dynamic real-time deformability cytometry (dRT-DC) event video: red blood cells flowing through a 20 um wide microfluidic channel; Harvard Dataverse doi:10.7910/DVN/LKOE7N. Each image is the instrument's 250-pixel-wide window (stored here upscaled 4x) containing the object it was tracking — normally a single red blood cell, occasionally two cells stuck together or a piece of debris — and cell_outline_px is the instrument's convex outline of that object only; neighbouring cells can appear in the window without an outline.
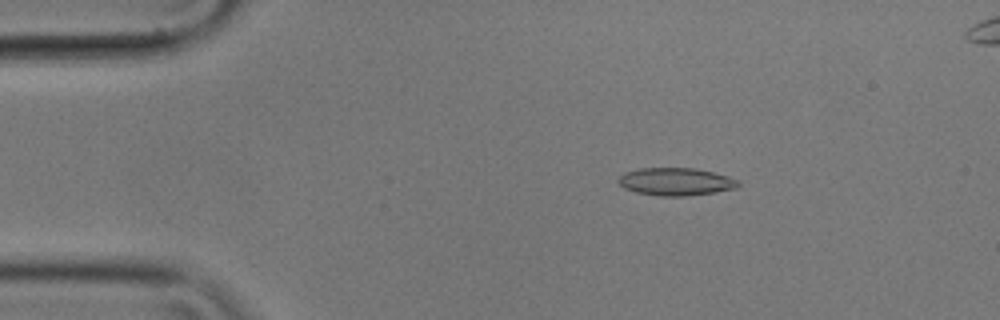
{"species": "common noctule bat (a hibernating species)", "species_latin": "Nyctalus noctula", "temperature_condition": "cold", "stored_images_in_passage": 56, "segment_of_instrument_passage": [1, 2], "camera_frame_rate_fps": 3000, "um_per_image_px": 0.085, "animal": {"sex": "male", "body_mass_g": 17.9}, "frame": {"image": 1, "passage_image": 8, "time_ms": 2.333, "image_size_px": [1000, 320], "cell_outline_px": [[740, 184], [736, 188], [716, 192], [684, 196], [660, 196], [636, 192], [624, 188], [616, 180], [624, 172], [640, 168], [696, 168], [728, 176], [740, 180]], "centroid_in_image_um": [57.45, 15.44], "position_along_channel_um": 27.6, "area_um2": 19.42}}
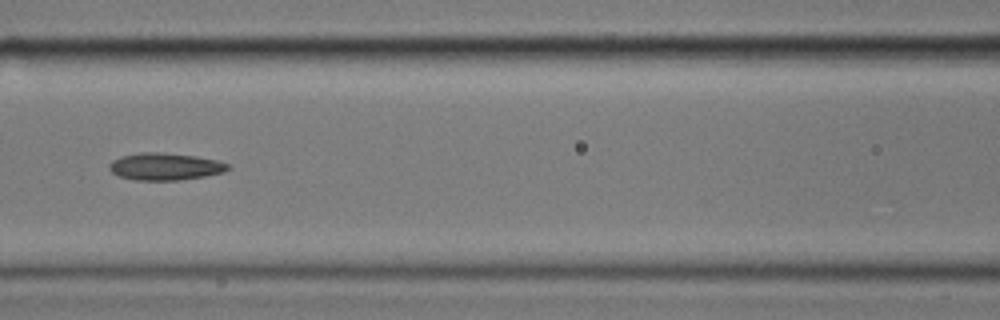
{"frame": {"image": 2, "passage_image": 23, "time_ms": 7.333, "image_size_px": [1000, 320], "cell_outline_px": [[232, 168], [224, 172], [204, 176], [180, 180], [136, 180], [120, 176], [112, 172], [108, 168], [108, 164], [112, 160], [120, 156], [140, 152], [156, 152], [196, 156], [216, 160], [228, 164]], "centroid_in_image_um": [14.02, 14.15], "position_along_channel_um": 152.6, "area_um2": 18.79}}
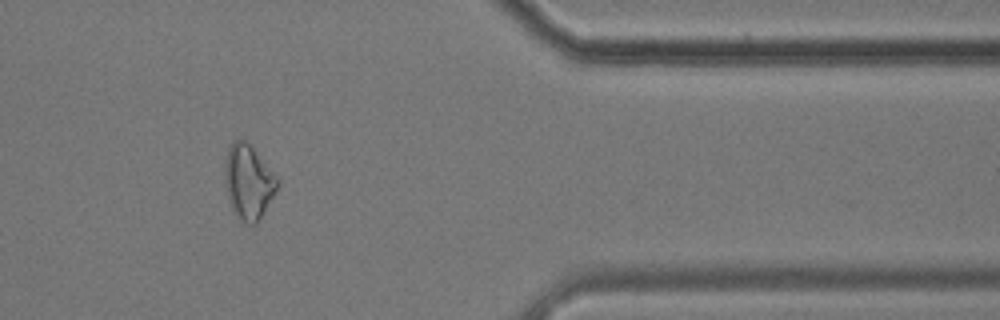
{"frame": {"image": 3, "passage_image": 45, "time_ms": 14.667, "image_size_px": [1000, 320], "cell_outline_px": [[280, 184], [260, 220], [256, 224], [248, 224], [240, 220], [232, 208], [228, 196], [224, 176], [224, 168], [228, 148], [236, 140], [244, 140], [252, 148], [280, 180]], "centroid_in_image_um": [21.13, 15.5], "position_along_channel_um": 390.3, "area_um2": 22.48}}